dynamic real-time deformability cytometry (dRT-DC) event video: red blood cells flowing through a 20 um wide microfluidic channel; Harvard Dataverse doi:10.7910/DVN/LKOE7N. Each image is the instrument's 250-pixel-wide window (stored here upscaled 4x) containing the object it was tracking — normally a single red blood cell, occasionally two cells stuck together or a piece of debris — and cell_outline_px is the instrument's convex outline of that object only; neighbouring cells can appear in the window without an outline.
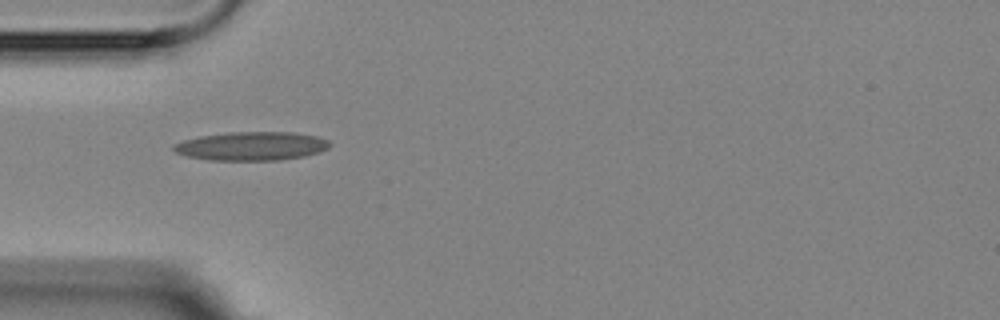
{"species": "Egyptian fruit bat (a non-hibernating species)", "species_latin": "Rousettus aegyptiacus", "temperature_condition": "room temperature", "stored_images_in_passage": 14, "camera_frame_rate_fps": 3000, "um_per_image_px": 0.085, "animal": {"sex": "female"}, "frame": {"image": 1, "passage_image": 4, "time_ms": 4.667, "image_size_px": [1000, 320], "cell_outline_px": [[332, 144], [328, 148], [320, 152], [304, 156], [280, 160], [208, 160], [188, 156], [176, 152], [172, 148], [172, 144], [184, 140], [200, 136], [228, 132], [292, 132], [316, 136], [328, 140]], "centroid_in_image_um": [21.39, 12.41], "position_along_channel_um": 63.6, "area_um2": 26.13}}
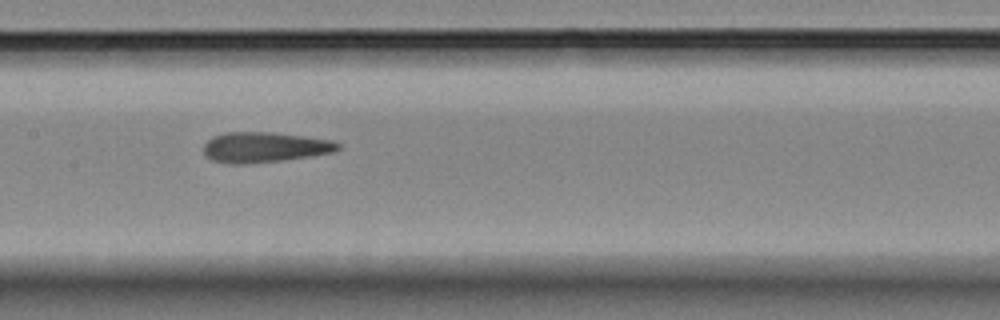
{"frame": {"image": 2, "passage_image": 7, "time_ms": 8.0, "image_size_px": [1000, 320], "cell_outline_px": [[340, 148], [336, 152], [280, 160], [244, 164], [232, 164], [212, 160], [204, 156], [204, 144], [212, 136], [224, 132], [272, 132], [332, 140], [340, 144]], "centroid_in_image_um": [22.45, 12.51], "position_along_channel_um": 184.9, "area_um2": 23.7}}
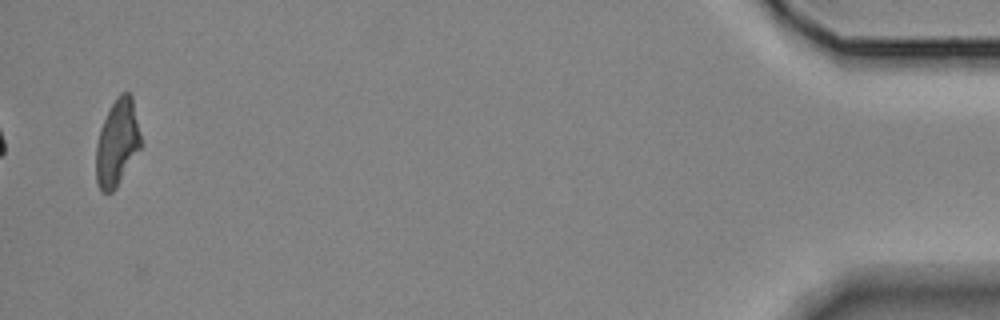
{"frame": {"image": 3, "passage_image": 14, "time_ms": 17.0, "image_size_px": [1000, 320], "cell_outline_px": [[144, 144], [116, 188], [112, 192], [100, 192], [96, 180], [96, 144], [100, 128], [112, 104], [120, 92], [128, 92], [132, 96]], "centroid_in_image_um": [9.99, 12.15], "position_along_channel_um": 425.2, "area_um2": 23.0}, "authors_computed_cell_mechanics": {"area_um2": 23.698, "velocity_mm_per_s": 3.6316, "shape_relaxation_time_tau1_ms": 11.2697, "shape_relaxation_time_tau2_ms": 1.6526, "deformation_change_tau1": 0.2326, "deformation_change_tau2": 0.1101}}